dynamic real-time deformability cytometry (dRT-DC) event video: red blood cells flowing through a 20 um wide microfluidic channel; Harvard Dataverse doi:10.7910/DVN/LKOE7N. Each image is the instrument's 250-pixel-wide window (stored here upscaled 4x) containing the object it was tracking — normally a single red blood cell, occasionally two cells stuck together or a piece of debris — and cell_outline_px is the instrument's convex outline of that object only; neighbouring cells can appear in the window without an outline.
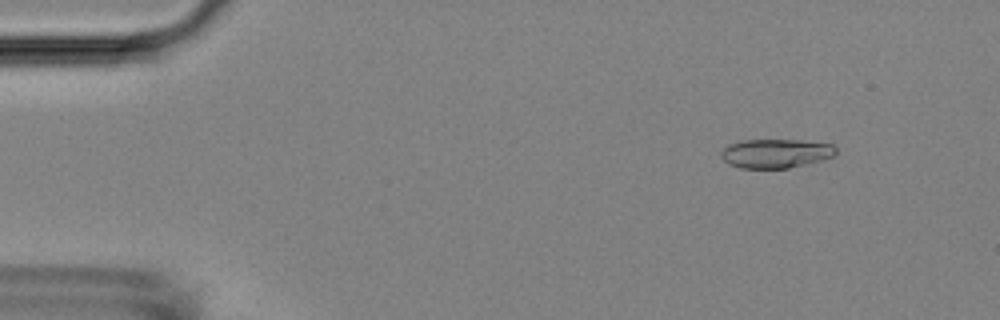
{"species": "Egyptian fruit bat (a non-hibernating species)", "species_latin": "Rousettus aegyptiacus", "temperature_condition": "room temperature", "stored_images_in_passage": 53, "camera_frame_rate_fps": 3000, "um_per_image_px": 0.085, "animal": {"sex": "female"}, "frame": {"image": 1, "passage_image": 6, "time_ms": 1.667, "image_size_px": [1000, 320], "cell_outline_px": [[836, 156], [788, 168], [740, 168], [728, 164], [720, 156], [720, 152], [728, 144], [740, 140], [800, 140], [832, 144], [836, 148]], "centroid_in_image_um": [65.91, 13.03], "position_along_channel_um": 19.1, "area_um2": 19.48}}
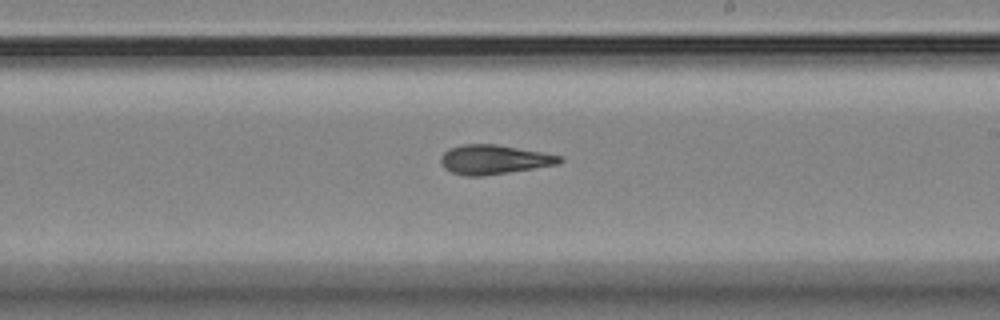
{"frame": {"image": 2, "passage_image": 31, "time_ms": 10.0, "image_size_px": [1000, 320], "cell_outline_px": [[564, 160], [560, 164], [508, 172], [480, 176], [464, 176], [452, 172], [444, 168], [440, 160], [440, 156], [448, 148], [464, 144], [496, 144], [540, 152], [560, 156]], "centroid_in_image_um": [41.95, 13.56], "position_along_channel_um": 247.0, "area_um2": 20.17}}
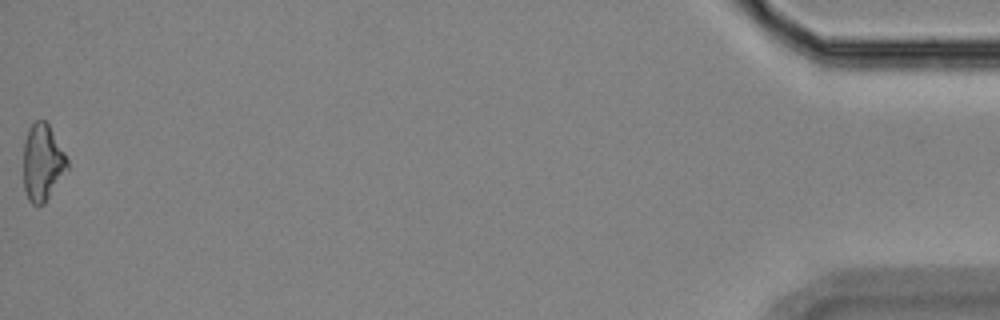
{"frame": {"image": 3, "passage_image": 53, "time_ms": 17.333, "image_size_px": [1000, 320], "cell_outline_px": [[68, 168], [44, 204], [32, 204], [28, 200], [24, 188], [24, 140], [28, 128], [36, 120], [44, 120], [48, 124], [64, 152], [68, 160]], "centroid_in_image_um": [3.6, 13.81], "position_along_channel_um": 431.6, "area_um2": 19.42}, "authors_computed_cell_mechanics": {"area_um2": 19.941, "velocity_mm_per_s": 3.7911, "shape_relaxation_time_tau1_ms": 4.5247, "shape_relaxation_time_tau2_ms": 3.6968, "deformation_change_tau1": 0.147, "deformation_change_tau2": 0.1232}}